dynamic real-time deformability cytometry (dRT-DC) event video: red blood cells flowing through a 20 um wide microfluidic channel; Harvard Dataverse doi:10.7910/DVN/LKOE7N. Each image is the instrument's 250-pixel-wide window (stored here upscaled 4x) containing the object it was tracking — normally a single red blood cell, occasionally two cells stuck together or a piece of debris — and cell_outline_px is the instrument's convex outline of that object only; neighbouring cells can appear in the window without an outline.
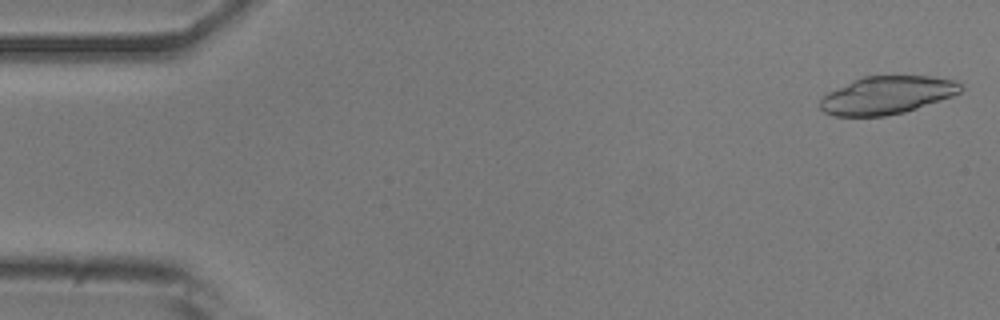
{"species": "common noctule bat (a hibernating species)", "species_latin": "Nyctalus noctula", "temperature_condition": "room temperature", "stored_images_in_passage": 9, "camera_frame_rate_fps": 3000, "um_per_image_px": 0.085, "animal": {"sex": "male", "body_mass_g": 20.5, "forearm_length_mm": 52.5}, "frame": {"image": 1, "passage_image": 1, "time_ms": 0.0, "image_size_px": [1000, 320], "cell_outline_px": [[964, 88], [960, 92], [952, 96], [904, 112], [884, 116], [832, 116], [824, 112], [820, 108], [820, 100], [828, 92], [852, 80], [864, 76], [932, 76], [952, 80], [960, 84]], "centroid_in_image_um": [75.36, 8.09], "position_along_channel_um": 9.6, "area_um2": 30.87}}